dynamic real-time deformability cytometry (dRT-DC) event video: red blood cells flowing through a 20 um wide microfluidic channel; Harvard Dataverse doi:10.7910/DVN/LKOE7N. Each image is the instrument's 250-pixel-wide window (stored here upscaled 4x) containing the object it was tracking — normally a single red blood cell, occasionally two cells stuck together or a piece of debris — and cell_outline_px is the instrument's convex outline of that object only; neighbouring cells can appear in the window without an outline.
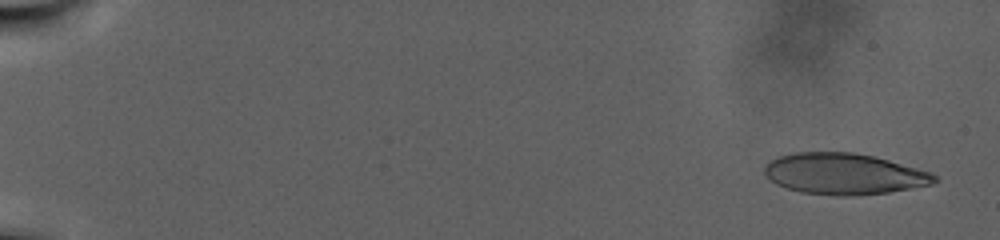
{"species": "human", "species_latin": "Homo sapiens", "temperature_condition": "warm", "stored_images_in_passage": 106, "camera_frame_rate_fps": 3000, "um_per_image_px": 0.085, "donor": {"sex": "male"}, "frame": {"image": 1, "passage_image": 5, "time_ms": 1.333, "image_size_px": [1000, 240], "cell_outline_px": [[940, 180], [932, 184], [888, 192], [856, 196], [836, 196], [800, 192], [776, 184], [764, 176], [764, 168], [776, 156], [792, 152], [852, 152], [872, 156], [888, 160], [932, 172]], "centroid_in_image_um": [71.73, 14.78], "position_along_channel_um": 13.3, "area_um2": 40.92}}
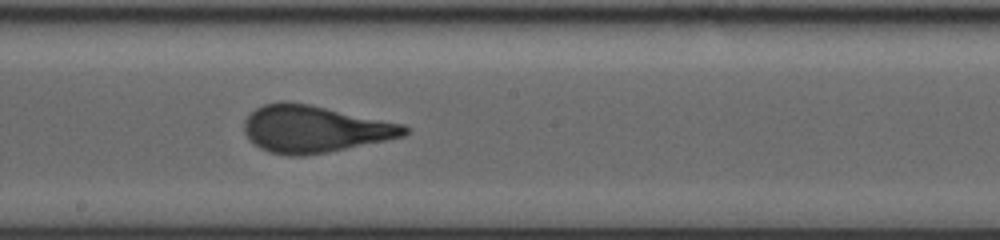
{"frame": {"image": 2, "passage_image": 63, "time_ms": 20.667, "image_size_px": [1000, 240], "cell_outline_px": [[412, 128], [404, 136], [328, 152], [304, 156], [288, 156], [268, 152], [260, 148], [248, 140], [244, 132], [244, 120], [256, 108], [264, 104], [280, 100], [284, 100], [308, 104], [404, 124]], "centroid_in_image_um": [26.7, 10.97], "position_along_channel_um": 221.5, "area_um2": 44.04}}
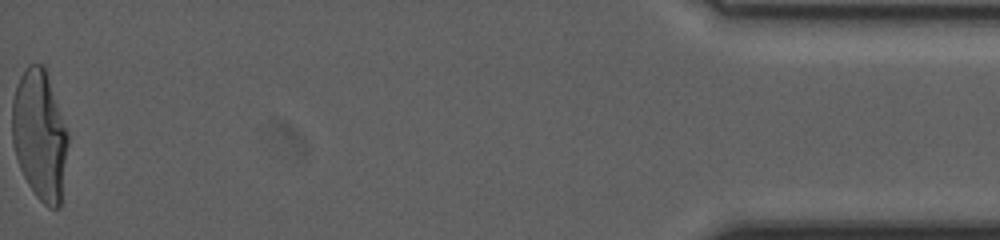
{"frame": {"image": 3, "passage_image": 106, "time_ms": 35.0, "image_size_px": [1000, 240], "cell_outline_px": [[68, 144], [60, 208], [48, 208], [36, 196], [28, 184], [20, 168], [12, 144], [12, 100], [16, 84], [20, 76], [28, 64], [44, 64], [68, 132]], "centroid_in_image_um": [3.37, 11.47], "position_along_channel_um": 431.8, "area_um2": 42.48}}